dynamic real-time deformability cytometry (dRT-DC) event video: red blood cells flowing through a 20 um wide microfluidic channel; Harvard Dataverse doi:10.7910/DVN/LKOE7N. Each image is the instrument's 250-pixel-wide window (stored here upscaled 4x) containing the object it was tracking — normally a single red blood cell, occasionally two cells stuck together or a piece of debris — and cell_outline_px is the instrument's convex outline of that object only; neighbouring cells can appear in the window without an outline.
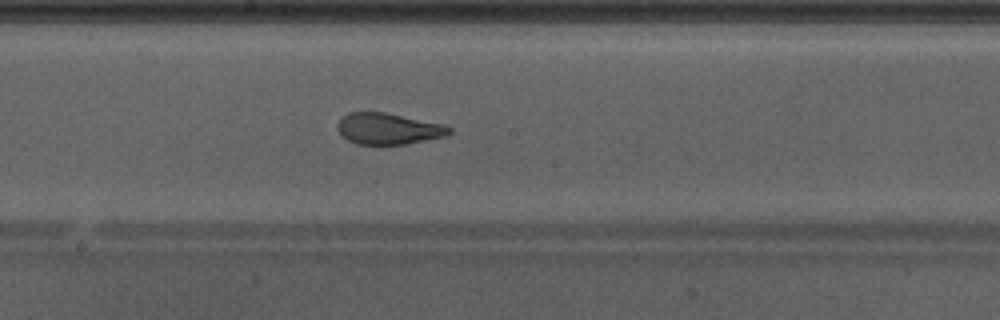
{"species": "Egyptian fruit bat (a non-hibernating species)", "species_latin": "Rousettus aegyptiacus", "temperature_condition": "warm", "stored_images_in_passage": 39, "camera_frame_rate_fps": 3000, "um_per_image_px": 0.085, "animal": {"sex": "male"}, "frame": {"image": 1, "passage_image": 27, "time_ms": 8.667, "image_size_px": [1000, 320], "cell_outline_px": [[452, 132], [448, 136], [408, 144], [356, 144], [340, 136], [336, 128], [336, 124], [348, 112], [384, 112], [444, 124], [452, 128]], "centroid_in_image_um": [33.02, 10.95], "position_along_channel_um": 215.2, "area_um2": 20.63}, "authors_computed_cell_mechanics": {"area_um2": 23.0622, "velocity_mm_per_s": 4.2816, "shape_relaxation_time_tau1_ms": null, "shape_relaxation_time_tau2_ms": 0.8513, "deformation_change_tau1": null, "deformation_change_tau2": 0.0637}}